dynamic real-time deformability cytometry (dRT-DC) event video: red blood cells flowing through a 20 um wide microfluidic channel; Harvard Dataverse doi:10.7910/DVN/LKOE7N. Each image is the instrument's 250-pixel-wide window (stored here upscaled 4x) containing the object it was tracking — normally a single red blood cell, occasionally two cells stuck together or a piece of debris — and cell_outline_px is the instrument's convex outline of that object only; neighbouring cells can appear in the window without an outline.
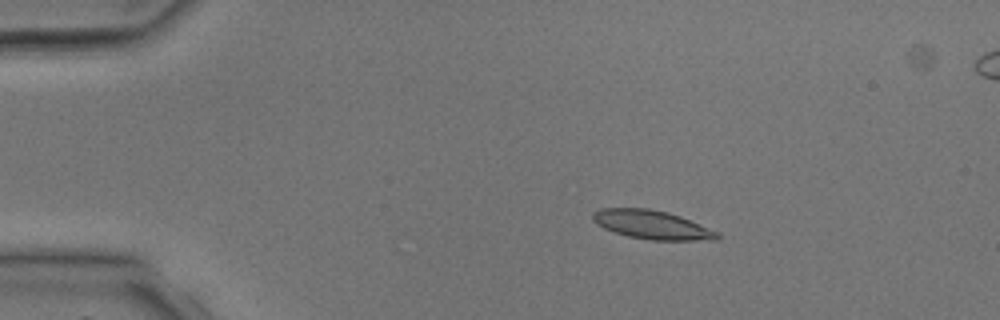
{"species": "common noctule bat (a hibernating species)", "species_latin": "Nyctalus noctula", "temperature_condition": "room temperature", "stored_images_in_passage": 3, "camera_frame_rate_fps": 3000, "um_per_image_px": 0.085, "animal": {"sex": "male", "body_mass_g": 17.9, "forearm_length_mm": 54.2}, "frame": {"image": 1, "passage_image": 1, "time_ms": 0.0, "image_size_px": [1000, 320], "cell_outline_px": [[720, 240], [652, 240], [628, 236], [604, 228], [596, 224], [592, 220], [592, 212], [600, 208], [648, 208], [668, 212], [680, 216], [720, 232]], "centroid_in_image_um": [55.44, 19.1], "position_along_channel_um": 29.6, "area_um2": 20.98}}